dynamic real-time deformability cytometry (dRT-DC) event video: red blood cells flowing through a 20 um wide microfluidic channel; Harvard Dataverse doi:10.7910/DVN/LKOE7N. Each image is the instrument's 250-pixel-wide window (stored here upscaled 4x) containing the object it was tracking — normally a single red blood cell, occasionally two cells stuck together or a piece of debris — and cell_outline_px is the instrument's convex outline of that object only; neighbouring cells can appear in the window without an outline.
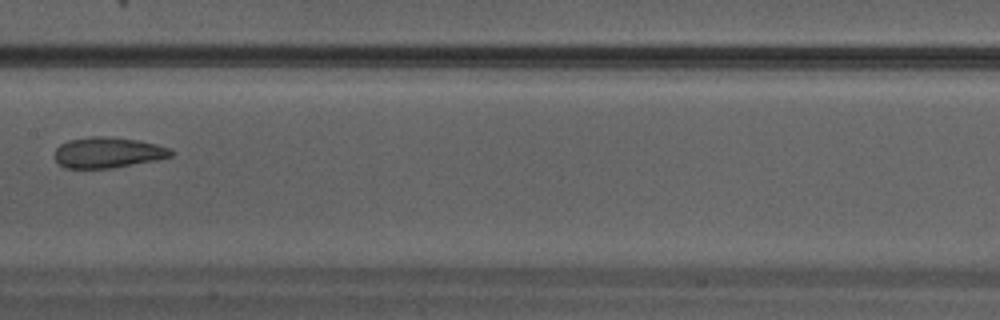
{"species": "Egyptian fruit bat (a non-hibernating species)", "species_latin": "Rousettus aegyptiacus", "temperature_condition": "warm", "stored_images_in_passage": 24, "camera_frame_rate_fps": 3000, "um_per_image_px": 0.085, "animal": {"sex": "male"}, "frame": {"image": 1, "passage_image": 8, "time_ms": 2.333, "image_size_px": [1000, 320], "cell_outline_px": [[176, 152], [172, 156], [156, 160], [112, 168], [64, 168], [56, 160], [56, 148], [60, 144], [68, 140], [92, 136], [104, 136], [136, 140], [156, 144], [172, 148]], "centroid_in_image_um": [9.2, 12.96], "position_along_channel_um": 198.2, "area_um2": 20.81}}
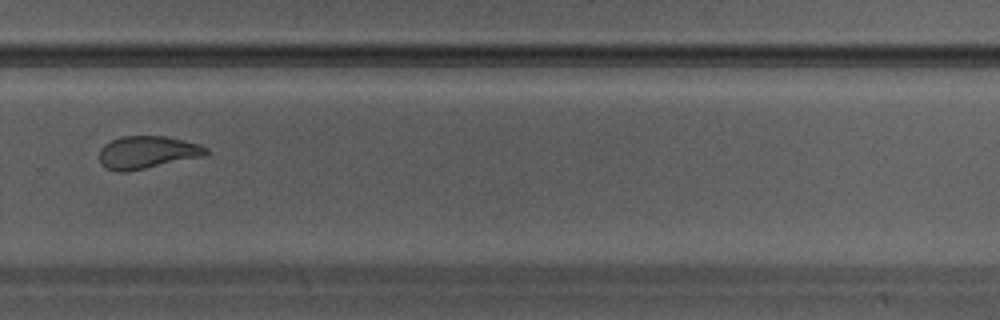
{"frame": {"image": 2, "passage_image": 14, "time_ms": 4.333, "image_size_px": [1000, 320], "cell_outline_px": [[208, 152], [204, 156], [124, 172], [120, 172], [108, 168], [100, 164], [100, 148], [104, 144], [120, 136], [164, 136], [184, 140], [200, 144], [208, 148]], "centroid_in_image_um": [12.51, 12.93], "position_along_channel_um": 317.3, "area_um2": 20.11}}